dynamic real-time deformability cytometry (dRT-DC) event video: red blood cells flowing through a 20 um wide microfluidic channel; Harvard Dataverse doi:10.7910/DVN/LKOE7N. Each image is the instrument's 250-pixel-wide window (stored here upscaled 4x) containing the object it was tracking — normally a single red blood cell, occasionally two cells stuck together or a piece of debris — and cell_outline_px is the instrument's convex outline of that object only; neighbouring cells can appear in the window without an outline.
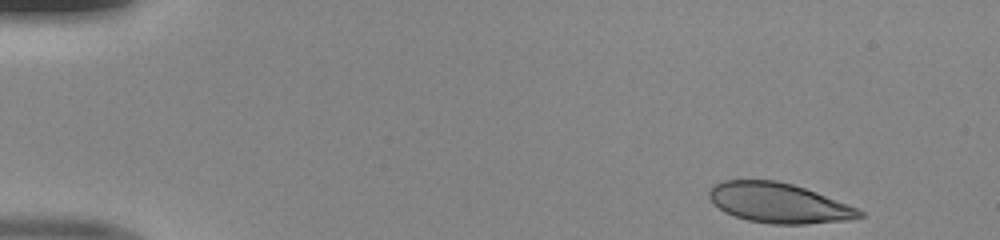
{"species": "human", "species_latin": "Homo sapiens", "temperature_condition": "room temperature", "stored_images_in_passage": 45, "camera_frame_rate_fps": 3000, "um_per_image_px": 0.085, "donor": {"sex": "male"}, "frame": {"image": 1, "passage_image": 1, "time_ms": 0.0, "image_size_px": [1000, 240], "cell_outline_px": [[864, 216], [848, 220], [804, 224], [772, 224], [748, 220], [724, 212], [712, 204], [708, 196], [708, 192], [712, 184], [724, 180], [776, 180], [792, 184], [816, 192], [856, 208], [864, 212]], "centroid_in_image_um": [66.13, 17.25], "position_along_channel_um": 18.9, "area_um2": 34.91}}
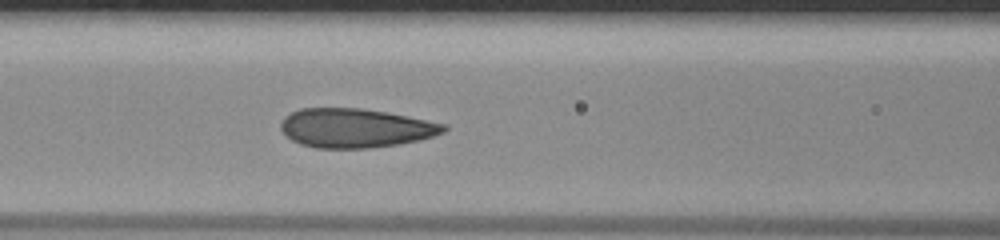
{"frame": {"image": 2, "passage_image": 18, "time_ms": 5.667, "image_size_px": [1000, 240], "cell_outline_px": [[448, 128], [444, 132], [420, 140], [400, 144], [368, 148], [316, 148], [300, 144], [292, 140], [280, 128], [280, 124], [284, 116], [300, 108], [360, 108], [388, 112], [448, 124]], "centroid_in_image_um": [30.23, 10.88], "position_along_channel_um": 136.4, "area_um2": 37.28}}
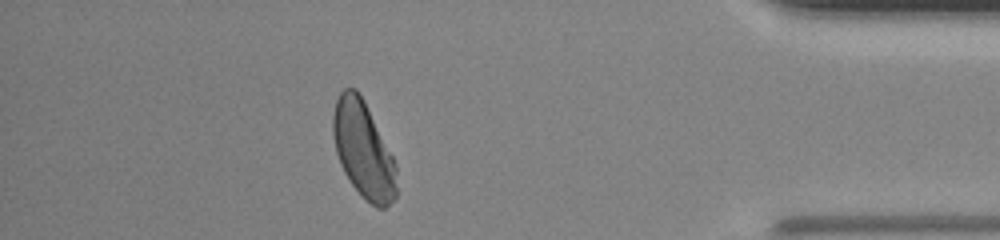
{"frame": {"image": 3, "passage_image": 40, "time_ms": 13.0, "image_size_px": [1000, 240], "cell_outline_px": [[396, 196], [384, 208], [376, 208], [352, 184], [344, 172], [340, 164], [336, 152], [332, 136], [332, 116], [336, 100], [340, 92], [344, 88], [356, 88], [364, 100], [392, 156], [396, 168]], "centroid_in_image_um": [30.85, 12.69], "position_along_channel_um": 404.4, "area_um2": 35.26}}